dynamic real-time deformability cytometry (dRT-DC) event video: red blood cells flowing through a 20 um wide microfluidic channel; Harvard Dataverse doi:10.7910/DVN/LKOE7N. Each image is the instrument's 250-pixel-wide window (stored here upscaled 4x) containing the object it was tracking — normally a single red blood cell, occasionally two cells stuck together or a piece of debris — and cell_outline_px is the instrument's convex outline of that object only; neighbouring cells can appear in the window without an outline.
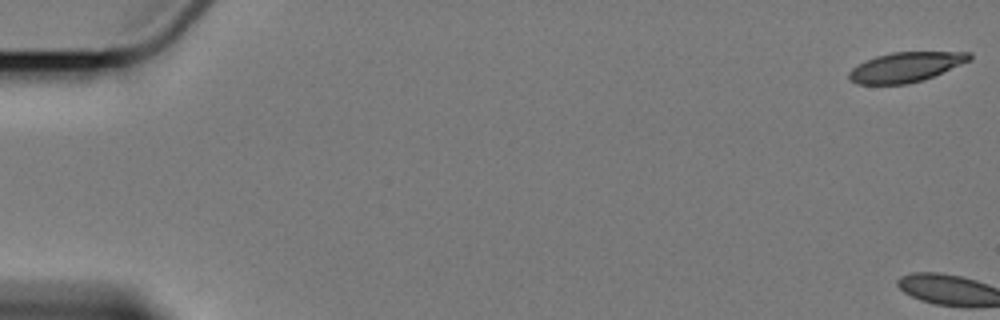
{"species": "Egyptian fruit bat (a non-hibernating species)", "species_latin": "Rousettus aegyptiacus", "temperature_condition": "cold", "stored_images_in_passage": 6, "camera_frame_rate_fps": 3000, "um_per_image_px": 0.085, "animal": {"sex": "female"}, "frame": {"image": 1, "passage_image": 1, "time_ms": 0.0, "image_size_px": [1000, 320], "cell_outline_px": [[972, 60], [924, 80], [908, 84], [856, 84], [848, 80], [848, 72], [852, 68], [876, 56], [892, 52], [972, 52]], "centroid_in_image_um": [77.0, 5.71], "position_along_channel_um": 8.0, "area_um2": 20.98}}